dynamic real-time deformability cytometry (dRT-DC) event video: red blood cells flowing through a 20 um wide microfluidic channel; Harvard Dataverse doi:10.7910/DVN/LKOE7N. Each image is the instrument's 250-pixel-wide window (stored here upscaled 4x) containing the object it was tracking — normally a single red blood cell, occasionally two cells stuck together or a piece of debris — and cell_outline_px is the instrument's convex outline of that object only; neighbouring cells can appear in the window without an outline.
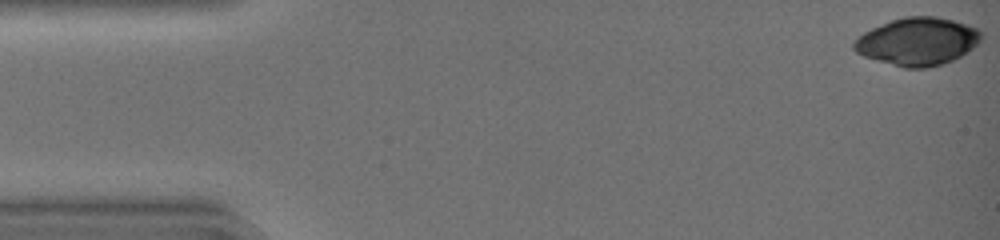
{"species": "common noctule bat (a hibernating species)", "species_latin": "Nyctalus noctula", "temperature_condition": "warm", "stored_images_in_passage": 42, "camera_frame_rate_fps": 3000, "um_per_image_px": 0.085, "animal": {"sex": "female", "body_mass_g": 19.0, "forearm_length_mm": 51.5}, "frame": {"image": 1, "passage_image": 1, "time_ms": 0.0, "image_size_px": [1000, 240], "cell_outline_px": [[984, 36], [968, 52], [952, 60], [940, 64], [924, 68], [904, 68], [864, 56], [856, 52], [852, 48], [852, 44], [864, 32], [872, 28], [892, 20], [904, 16], [936, 16], [952, 20], [976, 28]], "centroid_in_image_um": [77.99, 3.52], "position_along_channel_um": 7.0, "area_um2": 35.03}}